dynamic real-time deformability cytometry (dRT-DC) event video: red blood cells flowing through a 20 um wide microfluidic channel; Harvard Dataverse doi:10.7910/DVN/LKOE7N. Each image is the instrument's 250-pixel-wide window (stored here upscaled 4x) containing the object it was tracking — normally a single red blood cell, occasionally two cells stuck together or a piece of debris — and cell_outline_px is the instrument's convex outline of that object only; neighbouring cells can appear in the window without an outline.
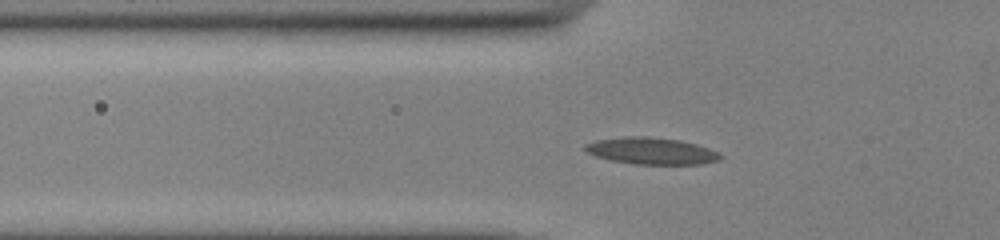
{"species": "common noctule bat (a hibernating species)", "species_latin": "Nyctalus noctula", "temperature_condition": "cold", "stored_images_in_passage": 38, "camera_frame_rate_fps": 3000, "um_per_image_px": 0.085, "animal": {"sex": "male", "body_mass_g": 13.0, "forearm_length_mm": 53.1}, "frame": {"image": 1, "passage_image": 3, "time_ms": 0.667, "image_size_px": [1000, 240], "cell_outline_px": [[724, 156], [720, 160], [704, 164], [636, 164], [612, 160], [596, 156], [588, 152], [584, 148], [584, 144], [596, 140], [624, 136], [648, 136], [680, 140], [696, 144], [720, 152]], "centroid_in_image_um": [55.41, 12.82], "position_along_channel_um": 70.4, "area_um2": 21.21}}
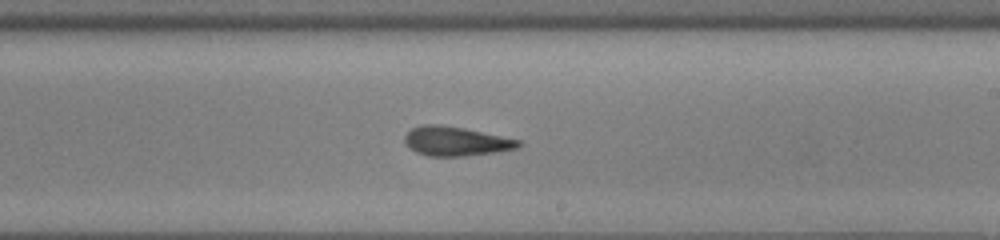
{"frame": {"image": 2, "passage_image": 17, "time_ms": 5.333, "image_size_px": [1000, 240], "cell_outline_px": [[524, 144], [520, 148], [496, 152], [464, 156], [428, 156], [416, 152], [408, 148], [404, 140], [404, 136], [412, 128], [424, 124], [440, 124], [464, 128], [520, 140]], "centroid_in_image_um": [38.76, 12.01], "position_along_channel_um": 250.2, "area_um2": 19.54}}
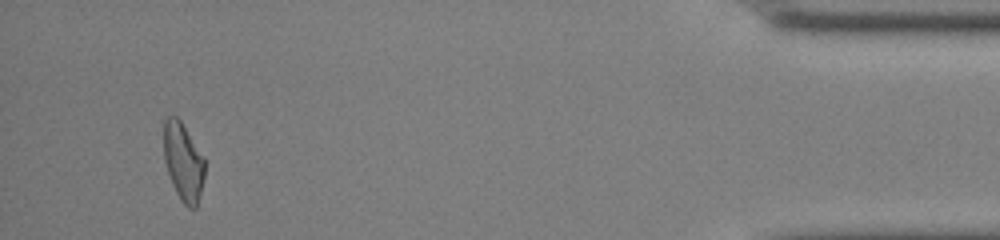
{"frame": {"image": 3, "passage_image": 35, "time_ms": 11.333, "image_size_px": [1000, 240], "cell_outline_px": [[204, 176], [196, 208], [188, 208], [184, 204], [176, 192], [172, 184], [164, 160], [164, 120], [168, 116], [176, 116], [180, 120], [204, 156]], "centroid_in_image_um": [15.57, 13.74], "position_along_channel_um": 419.6, "area_um2": 18.44}, "authors_computed_cell_mechanics": {"area_um2": 19.4497, "velocity_mm_per_s": 3.8869, "shape_relaxation_time_tau1_ms": 9.7177, "shape_relaxation_time_tau2_ms": 6.1892, "deformation_change_tau1": 0.2135, "deformation_change_tau2": 0.1512}}